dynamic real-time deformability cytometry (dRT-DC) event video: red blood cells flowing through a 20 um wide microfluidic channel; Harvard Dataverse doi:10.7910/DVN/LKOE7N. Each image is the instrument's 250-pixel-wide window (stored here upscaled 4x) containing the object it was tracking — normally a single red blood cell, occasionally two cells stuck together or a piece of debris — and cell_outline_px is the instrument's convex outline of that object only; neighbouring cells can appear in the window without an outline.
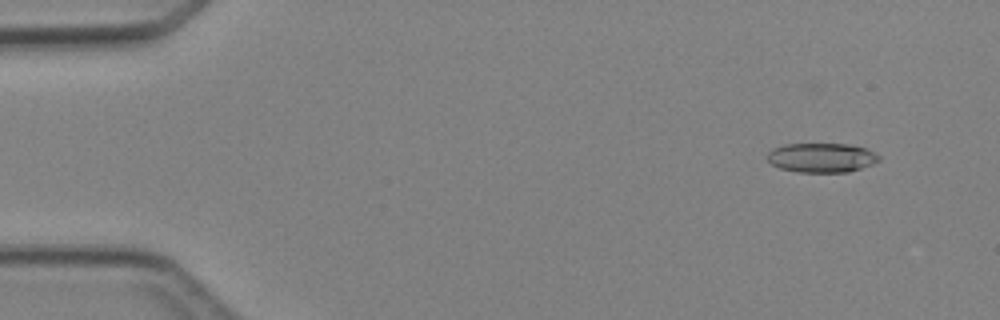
{"species": "Egyptian fruit bat (a non-hibernating species)", "species_latin": "Rousettus aegyptiacus", "temperature_condition": "cold", "stored_images_in_passage": 3, "camera_frame_rate_fps": 3000, "um_per_image_px": 0.085, "animal": {"sex": "female"}, "frame": {"image": 1, "passage_image": 1, "time_ms": 0.0, "image_size_px": [1000, 320], "cell_outline_px": [[880, 160], [872, 164], [848, 172], [800, 172], [780, 168], [772, 164], [764, 156], [772, 148], [784, 144], [848, 144], [864, 148], [880, 156]], "centroid_in_image_um": [69.78, 13.4], "position_along_channel_um": 15.2, "area_um2": 19.07}}
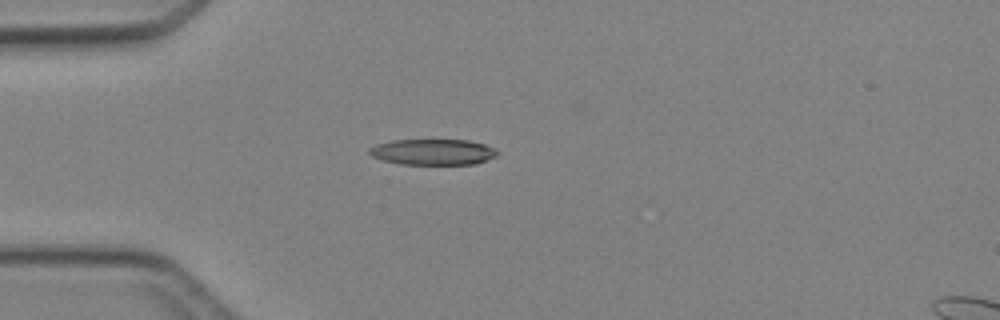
{"frame": {"image": 2, "passage_image": 3, "time_ms": 3.0, "image_size_px": [1000, 320], "cell_outline_px": [[500, 152], [496, 156], [488, 160], [476, 164], [400, 164], [384, 160], [372, 156], [368, 152], [368, 148], [376, 144], [392, 140], [468, 140], [484, 144]], "centroid_in_image_um": [36.8, 12.92], "position_along_channel_um": 48.2, "area_um2": 19.31}}